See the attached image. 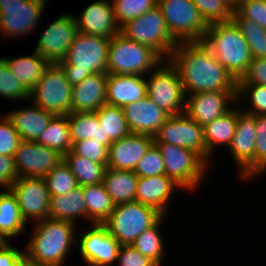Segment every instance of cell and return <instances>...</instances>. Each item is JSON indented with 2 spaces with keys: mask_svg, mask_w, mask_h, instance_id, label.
I'll use <instances>...</instances> for the list:
<instances>
[{
  "mask_svg": "<svg viewBox=\"0 0 266 266\" xmlns=\"http://www.w3.org/2000/svg\"><path fill=\"white\" fill-rule=\"evenodd\" d=\"M169 60L179 72L185 95L237 91L238 81L202 41L178 43Z\"/></svg>",
  "mask_w": 266,
  "mask_h": 266,
  "instance_id": "1",
  "label": "cell"
},
{
  "mask_svg": "<svg viewBox=\"0 0 266 266\" xmlns=\"http://www.w3.org/2000/svg\"><path fill=\"white\" fill-rule=\"evenodd\" d=\"M35 223L33 234L27 233L31 240L23 252L24 259L39 266H62L72 243L78 245L76 225L50 218Z\"/></svg>",
  "mask_w": 266,
  "mask_h": 266,
  "instance_id": "2",
  "label": "cell"
},
{
  "mask_svg": "<svg viewBox=\"0 0 266 266\" xmlns=\"http://www.w3.org/2000/svg\"><path fill=\"white\" fill-rule=\"evenodd\" d=\"M202 42L237 81L253 59L247 41L232 20L208 25Z\"/></svg>",
  "mask_w": 266,
  "mask_h": 266,
  "instance_id": "3",
  "label": "cell"
},
{
  "mask_svg": "<svg viewBox=\"0 0 266 266\" xmlns=\"http://www.w3.org/2000/svg\"><path fill=\"white\" fill-rule=\"evenodd\" d=\"M110 39L78 32L66 57L58 64L73 86L93 73H106Z\"/></svg>",
  "mask_w": 266,
  "mask_h": 266,
  "instance_id": "4",
  "label": "cell"
},
{
  "mask_svg": "<svg viewBox=\"0 0 266 266\" xmlns=\"http://www.w3.org/2000/svg\"><path fill=\"white\" fill-rule=\"evenodd\" d=\"M161 60L164 59L150 47L128 39L119 32L110 39L106 73L145 76L161 64Z\"/></svg>",
  "mask_w": 266,
  "mask_h": 266,
  "instance_id": "5",
  "label": "cell"
},
{
  "mask_svg": "<svg viewBox=\"0 0 266 266\" xmlns=\"http://www.w3.org/2000/svg\"><path fill=\"white\" fill-rule=\"evenodd\" d=\"M162 217L155 208L133 201L116 204L103 225L121 245H131L142 232L153 227Z\"/></svg>",
  "mask_w": 266,
  "mask_h": 266,
  "instance_id": "6",
  "label": "cell"
},
{
  "mask_svg": "<svg viewBox=\"0 0 266 266\" xmlns=\"http://www.w3.org/2000/svg\"><path fill=\"white\" fill-rule=\"evenodd\" d=\"M120 33L128 39L150 47L165 60L170 58L178 45L170 35L165 18L157 5L136 19L126 22L120 28Z\"/></svg>",
  "mask_w": 266,
  "mask_h": 266,
  "instance_id": "7",
  "label": "cell"
},
{
  "mask_svg": "<svg viewBox=\"0 0 266 266\" xmlns=\"http://www.w3.org/2000/svg\"><path fill=\"white\" fill-rule=\"evenodd\" d=\"M30 97L33 104L55 116H66L73 112L72 85L59 64L50 63L30 92Z\"/></svg>",
  "mask_w": 266,
  "mask_h": 266,
  "instance_id": "8",
  "label": "cell"
},
{
  "mask_svg": "<svg viewBox=\"0 0 266 266\" xmlns=\"http://www.w3.org/2000/svg\"><path fill=\"white\" fill-rule=\"evenodd\" d=\"M157 6L177 43L203 41L208 25L192 0H157Z\"/></svg>",
  "mask_w": 266,
  "mask_h": 266,
  "instance_id": "9",
  "label": "cell"
},
{
  "mask_svg": "<svg viewBox=\"0 0 266 266\" xmlns=\"http://www.w3.org/2000/svg\"><path fill=\"white\" fill-rule=\"evenodd\" d=\"M164 61L156 66L149 80H146L147 97L172 116L184 112L186 95L178 70L169 59L165 61L166 63Z\"/></svg>",
  "mask_w": 266,
  "mask_h": 266,
  "instance_id": "10",
  "label": "cell"
},
{
  "mask_svg": "<svg viewBox=\"0 0 266 266\" xmlns=\"http://www.w3.org/2000/svg\"><path fill=\"white\" fill-rule=\"evenodd\" d=\"M161 151L165 175L183 189L199 188L204 178L206 163L196 152L168 143H155Z\"/></svg>",
  "mask_w": 266,
  "mask_h": 266,
  "instance_id": "11",
  "label": "cell"
},
{
  "mask_svg": "<svg viewBox=\"0 0 266 266\" xmlns=\"http://www.w3.org/2000/svg\"><path fill=\"white\" fill-rule=\"evenodd\" d=\"M154 143H168L196 152L206 162L203 126L184 112L169 116L154 137Z\"/></svg>",
  "mask_w": 266,
  "mask_h": 266,
  "instance_id": "12",
  "label": "cell"
},
{
  "mask_svg": "<svg viewBox=\"0 0 266 266\" xmlns=\"http://www.w3.org/2000/svg\"><path fill=\"white\" fill-rule=\"evenodd\" d=\"M47 0H0V31L23 36L38 25Z\"/></svg>",
  "mask_w": 266,
  "mask_h": 266,
  "instance_id": "13",
  "label": "cell"
},
{
  "mask_svg": "<svg viewBox=\"0 0 266 266\" xmlns=\"http://www.w3.org/2000/svg\"><path fill=\"white\" fill-rule=\"evenodd\" d=\"M78 32L75 16L65 13L45 29L35 51L49 63L58 64L66 57Z\"/></svg>",
  "mask_w": 266,
  "mask_h": 266,
  "instance_id": "14",
  "label": "cell"
},
{
  "mask_svg": "<svg viewBox=\"0 0 266 266\" xmlns=\"http://www.w3.org/2000/svg\"><path fill=\"white\" fill-rule=\"evenodd\" d=\"M9 190L26 223L28 219L37 222L49 218L50 195L44 178L19 177Z\"/></svg>",
  "mask_w": 266,
  "mask_h": 266,
  "instance_id": "15",
  "label": "cell"
},
{
  "mask_svg": "<svg viewBox=\"0 0 266 266\" xmlns=\"http://www.w3.org/2000/svg\"><path fill=\"white\" fill-rule=\"evenodd\" d=\"M14 160L18 177L44 178L63 161V155L37 142L22 140Z\"/></svg>",
  "mask_w": 266,
  "mask_h": 266,
  "instance_id": "16",
  "label": "cell"
},
{
  "mask_svg": "<svg viewBox=\"0 0 266 266\" xmlns=\"http://www.w3.org/2000/svg\"><path fill=\"white\" fill-rule=\"evenodd\" d=\"M79 239L83 261L91 266H108L117 261L121 244L108 233L103 224H93Z\"/></svg>",
  "mask_w": 266,
  "mask_h": 266,
  "instance_id": "17",
  "label": "cell"
},
{
  "mask_svg": "<svg viewBox=\"0 0 266 266\" xmlns=\"http://www.w3.org/2000/svg\"><path fill=\"white\" fill-rule=\"evenodd\" d=\"M255 115H251L238 108V118L232 142L229 146L234 161L240 167L242 178L255 176Z\"/></svg>",
  "mask_w": 266,
  "mask_h": 266,
  "instance_id": "18",
  "label": "cell"
},
{
  "mask_svg": "<svg viewBox=\"0 0 266 266\" xmlns=\"http://www.w3.org/2000/svg\"><path fill=\"white\" fill-rule=\"evenodd\" d=\"M185 97L184 113L200 126L212 122L231 110L227 103L237 101V91H209Z\"/></svg>",
  "mask_w": 266,
  "mask_h": 266,
  "instance_id": "19",
  "label": "cell"
},
{
  "mask_svg": "<svg viewBox=\"0 0 266 266\" xmlns=\"http://www.w3.org/2000/svg\"><path fill=\"white\" fill-rule=\"evenodd\" d=\"M75 19L79 32L84 34L112 39L120 32L112 1L96 0Z\"/></svg>",
  "mask_w": 266,
  "mask_h": 266,
  "instance_id": "20",
  "label": "cell"
},
{
  "mask_svg": "<svg viewBox=\"0 0 266 266\" xmlns=\"http://www.w3.org/2000/svg\"><path fill=\"white\" fill-rule=\"evenodd\" d=\"M154 143V137L130 133L114 141L108 148L107 167L116 170H133Z\"/></svg>",
  "mask_w": 266,
  "mask_h": 266,
  "instance_id": "21",
  "label": "cell"
},
{
  "mask_svg": "<svg viewBox=\"0 0 266 266\" xmlns=\"http://www.w3.org/2000/svg\"><path fill=\"white\" fill-rule=\"evenodd\" d=\"M124 116L131 133L155 137L169 115L147 96L125 105Z\"/></svg>",
  "mask_w": 266,
  "mask_h": 266,
  "instance_id": "22",
  "label": "cell"
},
{
  "mask_svg": "<svg viewBox=\"0 0 266 266\" xmlns=\"http://www.w3.org/2000/svg\"><path fill=\"white\" fill-rule=\"evenodd\" d=\"M106 104L123 108L147 96V82L142 75H107Z\"/></svg>",
  "mask_w": 266,
  "mask_h": 266,
  "instance_id": "23",
  "label": "cell"
},
{
  "mask_svg": "<svg viewBox=\"0 0 266 266\" xmlns=\"http://www.w3.org/2000/svg\"><path fill=\"white\" fill-rule=\"evenodd\" d=\"M180 188L170 177L160 174L150 177H138L136 201L155 208L164 217L173 191Z\"/></svg>",
  "mask_w": 266,
  "mask_h": 266,
  "instance_id": "24",
  "label": "cell"
},
{
  "mask_svg": "<svg viewBox=\"0 0 266 266\" xmlns=\"http://www.w3.org/2000/svg\"><path fill=\"white\" fill-rule=\"evenodd\" d=\"M107 73H93L72 86L73 112H96L106 104Z\"/></svg>",
  "mask_w": 266,
  "mask_h": 266,
  "instance_id": "25",
  "label": "cell"
},
{
  "mask_svg": "<svg viewBox=\"0 0 266 266\" xmlns=\"http://www.w3.org/2000/svg\"><path fill=\"white\" fill-rule=\"evenodd\" d=\"M11 120L15 130L23 141L36 142L41 133L47 128L55 117L52 113L33 104L30 108H22L6 114Z\"/></svg>",
  "mask_w": 266,
  "mask_h": 266,
  "instance_id": "26",
  "label": "cell"
},
{
  "mask_svg": "<svg viewBox=\"0 0 266 266\" xmlns=\"http://www.w3.org/2000/svg\"><path fill=\"white\" fill-rule=\"evenodd\" d=\"M87 218L83 186L68 191L65 195L50 197L49 218L75 224L77 217Z\"/></svg>",
  "mask_w": 266,
  "mask_h": 266,
  "instance_id": "27",
  "label": "cell"
},
{
  "mask_svg": "<svg viewBox=\"0 0 266 266\" xmlns=\"http://www.w3.org/2000/svg\"><path fill=\"white\" fill-rule=\"evenodd\" d=\"M12 74L18 78L23 87L30 93L42 78L50 63L39 53L34 51L32 56L18 58H3Z\"/></svg>",
  "mask_w": 266,
  "mask_h": 266,
  "instance_id": "28",
  "label": "cell"
},
{
  "mask_svg": "<svg viewBox=\"0 0 266 266\" xmlns=\"http://www.w3.org/2000/svg\"><path fill=\"white\" fill-rule=\"evenodd\" d=\"M235 109H231L226 114L203 126L204 141L206 144V163L210 161L208 158H211L213 155L215 146L221 144L222 146H230L238 118V108Z\"/></svg>",
  "mask_w": 266,
  "mask_h": 266,
  "instance_id": "29",
  "label": "cell"
},
{
  "mask_svg": "<svg viewBox=\"0 0 266 266\" xmlns=\"http://www.w3.org/2000/svg\"><path fill=\"white\" fill-rule=\"evenodd\" d=\"M138 176L133 170L106 168L103 184L113 203L121 204L136 201Z\"/></svg>",
  "mask_w": 266,
  "mask_h": 266,
  "instance_id": "30",
  "label": "cell"
},
{
  "mask_svg": "<svg viewBox=\"0 0 266 266\" xmlns=\"http://www.w3.org/2000/svg\"><path fill=\"white\" fill-rule=\"evenodd\" d=\"M0 194V241L19 235L26 228L16 197L9 189Z\"/></svg>",
  "mask_w": 266,
  "mask_h": 266,
  "instance_id": "31",
  "label": "cell"
},
{
  "mask_svg": "<svg viewBox=\"0 0 266 266\" xmlns=\"http://www.w3.org/2000/svg\"><path fill=\"white\" fill-rule=\"evenodd\" d=\"M96 113L100 126H102L103 145L107 148L114 141H118L131 133L121 107L104 104Z\"/></svg>",
  "mask_w": 266,
  "mask_h": 266,
  "instance_id": "32",
  "label": "cell"
},
{
  "mask_svg": "<svg viewBox=\"0 0 266 266\" xmlns=\"http://www.w3.org/2000/svg\"><path fill=\"white\" fill-rule=\"evenodd\" d=\"M84 199L89 223L103 224L111 215L115 204L103 183L83 186Z\"/></svg>",
  "mask_w": 266,
  "mask_h": 266,
  "instance_id": "33",
  "label": "cell"
},
{
  "mask_svg": "<svg viewBox=\"0 0 266 266\" xmlns=\"http://www.w3.org/2000/svg\"><path fill=\"white\" fill-rule=\"evenodd\" d=\"M63 160L70 167L79 186H90L103 183L107 163H97L88 160L72 151L63 156Z\"/></svg>",
  "mask_w": 266,
  "mask_h": 266,
  "instance_id": "34",
  "label": "cell"
},
{
  "mask_svg": "<svg viewBox=\"0 0 266 266\" xmlns=\"http://www.w3.org/2000/svg\"><path fill=\"white\" fill-rule=\"evenodd\" d=\"M72 144L92 138L103 145V131L96 112H71L68 114Z\"/></svg>",
  "mask_w": 266,
  "mask_h": 266,
  "instance_id": "35",
  "label": "cell"
},
{
  "mask_svg": "<svg viewBox=\"0 0 266 266\" xmlns=\"http://www.w3.org/2000/svg\"><path fill=\"white\" fill-rule=\"evenodd\" d=\"M38 144L57 150L61 155H65L72 149L68 115L55 116L41 133Z\"/></svg>",
  "mask_w": 266,
  "mask_h": 266,
  "instance_id": "36",
  "label": "cell"
},
{
  "mask_svg": "<svg viewBox=\"0 0 266 266\" xmlns=\"http://www.w3.org/2000/svg\"><path fill=\"white\" fill-rule=\"evenodd\" d=\"M232 21L248 43L253 59L266 58V30L252 20L242 17L235 9Z\"/></svg>",
  "mask_w": 266,
  "mask_h": 266,
  "instance_id": "37",
  "label": "cell"
},
{
  "mask_svg": "<svg viewBox=\"0 0 266 266\" xmlns=\"http://www.w3.org/2000/svg\"><path fill=\"white\" fill-rule=\"evenodd\" d=\"M164 216L150 229L142 232L131 244L144 256L150 258L158 266L162 265L164 256V244L161 233H159L160 224Z\"/></svg>",
  "mask_w": 266,
  "mask_h": 266,
  "instance_id": "38",
  "label": "cell"
},
{
  "mask_svg": "<svg viewBox=\"0 0 266 266\" xmlns=\"http://www.w3.org/2000/svg\"><path fill=\"white\" fill-rule=\"evenodd\" d=\"M44 179L50 197L65 195L68 191L78 186L75 176L64 160L50 171Z\"/></svg>",
  "mask_w": 266,
  "mask_h": 266,
  "instance_id": "39",
  "label": "cell"
},
{
  "mask_svg": "<svg viewBox=\"0 0 266 266\" xmlns=\"http://www.w3.org/2000/svg\"><path fill=\"white\" fill-rule=\"evenodd\" d=\"M113 11L121 28L126 22L136 19L157 5V0H113Z\"/></svg>",
  "mask_w": 266,
  "mask_h": 266,
  "instance_id": "40",
  "label": "cell"
},
{
  "mask_svg": "<svg viewBox=\"0 0 266 266\" xmlns=\"http://www.w3.org/2000/svg\"><path fill=\"white\" fill-rule=\"evenodd\" d=\"M207 25L232 20L234 8L225 0H192Z\"/></svg>",
  "mask_w": 266,
  "mask_h": 266,
  "instance_id": "41",
  "label": "cell"
},
{
  "mask_svg": "<svg viewBox=\"0 0 266 266\" xmlns=\"http://www.w3.org/2000/svg\"><path fill=\"white\" fill-rule=\"evenodd\" d=\"M0 97L11 100L30 99V93L12 74L3 58H0Z\"/></svg>",
  "mask_w": 266,
  "mask_h": 266,
  "instance_id": "42",
  "label": "cell"
},
{
  "mask_svg": "<svg viewBox=\"0 0 266 266\" xmlns=\"http://www.w3.org/2000/svg\"><path fill=\"white\" fill-rule=\"evenodd\" d=\"M134 173L138 177H150L160 174L165 175L164 159L160 149L155 143L151 145L146 154L139 160L134 169Z\"/></svg>",
  "mask_w": 266,
  "mask_h": 266,
  "instance_id": "43",
  "label": "cell"
},
{
  "mask_svg": "<svg viewBox=\"0 0 266 266\" xmlns=\"http://www.w3.org/2000/svg\"><path fill=\"white\" fill-rule=\"evenodd\" d=\"M250 97L251 108L243 112L251 115H266V86L260 84H238L237 99L243 95ZM248 94V95H247Z\"/></svg>",
  "mask_w": 266,
  "mask_h": 266,
  "instance_id": "44",
  "label": "cell"
},
{
  "mask_svg": "<svg viewBox=\"0 0 266 266\" xmlns=\"http://www.w3.org/2000/svg\"><path fill=\"white\" fill-rule=\"evenodd\" d=\"M71 151L97 163L108 161V148L92 138L73 143Z\"/></svg>",
  "mask_w": 266,
  "mask_h": 266,
  "instance_id": "45",
  "label": "cell"
},
{
  "mask_svg": "<svg viewBox=\"0 0 266 266\" xmlns=\"http://www.w3.org/2000/svg\"><path fill=\"white\" fill-rule=\"evenodd\" d=\"M20 135L15 130L11 120L7 117H0V155L14 157L20 142Z\"/></svg>",
  "mask_w": 266,
  "mask_h": 266,
  "instance_id": "46",
  "label": "cell"
},
{
  "mask_svg": "<svg viewBox=\"0 0 266 266\" xmlns=\"http://www.w3.org/2000/svg\"><path fill=\"white\" fill-rule=\"evenodd\" d=\"M255 124V176H258L266 171V115H256Z\"/></svg>",
  "mask_w": 266,
  "mask_h": 266,
  "instance_id": "47",
  "label": "cell"
},
{
  "mask_svg": "<svg viewBox=\"0 0 266 266\" xmlns=\"http://www.w3.org/2000/svg\"><path fill=\"white\" fill-rule=\"evenodd\" d=\"M234 9L266 30V0H241Z\"/></svg>",
  "mask_w": 266,
  "mask_h": 266,
  "instance_id": "48",
  "label": "cell"
},
{
  "mask_svg": "<svg viewBox=\"0 0 266 266\" xmlns=\"http://www.w3.org/2000/svg\"><path fill=\"white\" fill-rule=\"evenodd\" d=\"M117 260L119 266H158L154 261L144 256L132 245H121Z\"/></svg>",
  "mask_w": 266,
  "mask_h": 266,
  "instance_id": "49",
  "label": "cell"
},
{
  "mask_svg": "<svg viewBox=\"0 0 266 266\" xmlns=\"http://www.w3.org/2000/svg\"><path fill=\"white\" fill-rule=\"evenodd\" d=\"M238 84H260L266 86V58L252 59Z\"/></svg>",
  "mask_w": 266,
  "mask_h": 266,
  "instance_id": "50",
  "label": "cell"
},
{
  "mask_svg": "<svg viewBox=\"0 0 266 266\" xmlns=\"http://www.w3.org/2000/svg\"><path fill=\"white\" fill-rule=\"evenodd\" d=\"M18 178L14 157L0 155V185L9 189Z\"/></svg>",
  "mask_w": 266,
  "mask_h": 266,
  "instance_id": "51",
  "label": "cell"
},
{
  "mask_svg": "<svg viewBox=\"0 0 266 266\" xmlns=\"http://www.w3.org/2000/svg\"><path fill=\"white\" fill-rule=\"evenodd\" d=\"M24 260V253L16 247H12L9 242H0V266H19Z\"/></svg>",
  "mask_w": 266,
  "mask_h": 266,
  "instance_id": "52",
  "label": "cell"
},
{
  "mask_svg": "<svg viewBox=\"0 0 266 266\" xmlns=\"http://www.w3.org/2000/svg\"><path fill=\"white\" fill-rule=\"evenodd\" d=\"M229 5L235 8L241 0H225Z\"/></svg>",
  "mask_w": 266,
  "mask_h": 266,
  "instance_id": "53",
  "label": "cell"
},
{
  "mask_svg": "<svg viewBox=\"0 0 266 266\" xmlns=\"http://www.w3.org/2000/svg\"><path fill=\"white\" fill-rule=\"evenodd\" d=\"M19 266H39L37 264H33L29 261H26L25 259L19 264Z\"/></svg>",
  "mask_w": 266,
  "mask_h": 266,
  "instance_id": "54",
  "label": "cell"
}]
</instances>
